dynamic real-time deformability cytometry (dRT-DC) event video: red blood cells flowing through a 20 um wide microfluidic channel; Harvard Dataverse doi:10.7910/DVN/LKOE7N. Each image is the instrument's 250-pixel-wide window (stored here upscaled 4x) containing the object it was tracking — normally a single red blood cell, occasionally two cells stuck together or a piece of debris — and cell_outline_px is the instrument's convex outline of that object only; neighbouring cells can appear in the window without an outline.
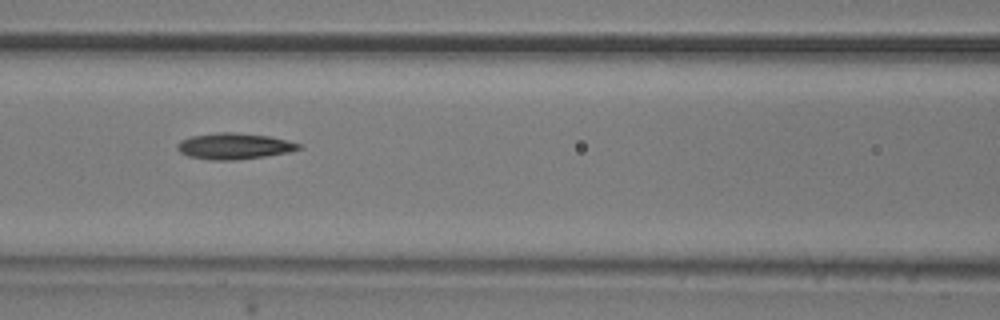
{"species": "common noctule bat (a hibernating species)", "species_latin": "Nyctalus noctula", "temperature_condition": "room temperature", "stored_images_in_passage": 8, "camera_frame_rate_fps": 3000, "um_per_image_px": 0.085, "animal": {"sex": "male", "body_mass_g": 20.5, "forearm_length_mm": 52.5}, "frame": {"image": 1, "passage_image": 8, "time_ms": 2.333, "image_size_px": [1000, 320], "cell_outline_px": [[304, 148], [288, 152], [264, 156], [236, 160], [208, 160], [188, 156], [180, 152], [176, 148], [176, 144], [180, 140], [192, 136], [220, 132], [232, 132], [268, 136], [300, 144]], "centroid_in_image_um": [19.86, 12.43], "position_along_channel_um": 146.7, "area_um2": 18.38}}